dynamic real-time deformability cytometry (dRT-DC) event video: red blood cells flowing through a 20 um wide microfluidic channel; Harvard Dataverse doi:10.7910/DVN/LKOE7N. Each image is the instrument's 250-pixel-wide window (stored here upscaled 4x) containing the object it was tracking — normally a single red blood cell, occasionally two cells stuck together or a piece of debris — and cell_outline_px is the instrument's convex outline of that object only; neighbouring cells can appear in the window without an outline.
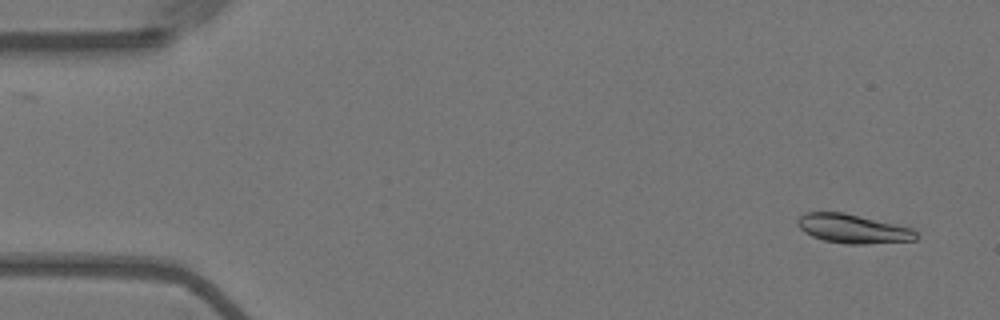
{"species": "Egyptian fruit bat (a non-hibernating species)", "species_latin": "Rousettus aegyptiacus", "temperature_condition": "warm", "stored_images_in_passage": 54, "camera_frame_rate_fps": 3000, "um_per_image_px": 0.085, "animal": {"sex": "female"}, "frame": {"image": 1, "passage_image": 2, "time_ms": 0.333, "image_size_px": [1000, 320], "cell_outline_px": [[920, 236], [916, 240], [864, 244], [844, 244], [824, 240], [812, 236], [804, 232], [796, 224], [796, 220], [804, 212], [844, 212], [912, 228]], "centroid_in_image_um": [72.48, 19.44], "position_along_channel_um": 12.5, "area_um2": 20.11}}
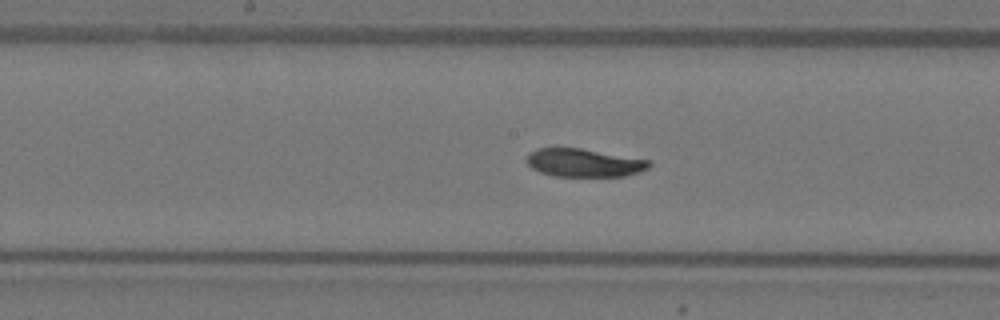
{"frame": {"image": 2, "passage_image": 27, "time_ms": 8.667, "image_size_px": [1000, 320], "cell_outline_px": [[652, 164], [648, 168], [640, 172], [624, 176], [556, 176], [540, 172], [532, 168], [524, 160], [528, 152], [540, 148], [580, 148], [652, 160]], "centroid_in_image_um": [49.65, 13.83], "position_along_channel_um": 198.6, "area_um2": 20.23}}
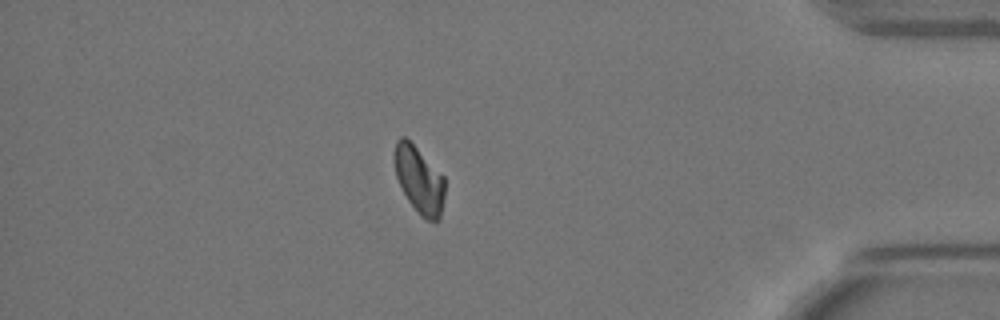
{"frame": {"image": 3, "passage_image": 47, "time_ms": 15.333, "image_size_px": [1000, 320], "cell_outline_px": [[444, 200], [440, 220], [428, 220], [420, 216], [408, 200], [396, 176], [392, 160], [396, 140], [400, 136], [404, 136], [444, 176]], "centroid_in_image_um": [35.61, 15.29], "position_along_channel_um": 399.6, "area_um2": 19.59}, "authors_computed_cell_mechanics": {"area_um2": 20.6635, "velocity_mm_per_s": 3.6108, "shape_relaxation_time_tau1_ms": 4.7935, "shape_relaxation_time_tau2_ms": null, "deformation_change_tau1": 0.1547, "deformation_change_tau2": null}}